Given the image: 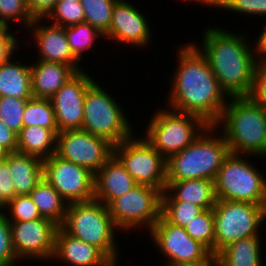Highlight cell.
I'll use <instances>...</instances> for the list:
<instances>
[{
  "label": "cell",
  "mask_w": 266,
  "mask_h": 266,
  "mask_svg": "<svg viewBox=\"0 0 266 266\" xmlns=\"http://www.w3.org/2000/svg\"><path fill=\"white\" fill-rule=\"evenodd\" d=\"M177 54L178 65L171 79L168 109L193 114L208 125H216L229 97L221 89L198 45L179 46Z\"/></svg>",
  "instance_id": "cell-1"
},
{
  "label": "cell",
  "mask_w": 266,
  "mask_h": 266,
  "mask_svg": "<svg viewBox=\"0 0 266 266\" xmlns=\"http://www.w3.org/2000/svg\"><path fill=\"white\" fill-rule=\"evenodd\" d=\"M207 28L200 52L207 58L221 89L229 98L248 97L257 65L255 49L248 37L216 26Z\"/></svg>",
  "instance_id": "cell-2"
},
{
  "label": "cell",
  "mask_w": 266,
  "mask_h": 266,
  "mask_svg": "<svg viewBox=\"0 0 266 266\" xmlns=\"http://www.w3.org/2000/svg\"><path fill=\"white\" fill-rule=\"evenodd\" d=\"M228 101L215 126L223 124L230 153L266 158V108L249 97H230Z\"/></svg>",
  "instance_id": "cell-3"
},
{
  "label": "cell",
  "mask_w": 266,
  "mask_h": 266,
  "mask_svg": "<svg viewBox=\"0 0 266 266\" xmlns=\"http://www.w3.org/2000/svg\"><path fill=\"white\" fill-rule=\"evenodd\" d=\"M209 125L199 137L180 152L166 159V181L209 179L214 181L224 159L230 154L223 134L216 135Z\"/></svg>",
  "instance_id": "cell-4"
},
{
  "label": "cell",
  "mask_w": 266,
  "mask_h": 266,
  "mask_svg": "<svg viewBox=\"0 0 266 266\" xmlns=\"http://www.w3.org/2000/svg\"><path fill=\"white\" fill-rule=\"evenodd\" d=\"M61 227L70 235L99 248L115 265L119 250L115 233L118 231L108 207L96 199L70 203Z\"/></svg>",
  "instance_id": "cell-5"
},
{
  "label": "cell",
  "mask_w": 266,
  "mask_h": 266,
  "mask_svg": "<svg viewBox=\"0 0 266 266\" xmlns=\"http://www.w3.org/2000/svg\"><path fill=\"white\" fill-rule=\"evenodd\" d=\"M97 82L95 81L85 93L81 129L117 145L130 138L135 130H132L123 108Z\"/></svg>",
  "instance_id": "cell-6"
},
{
  "label": "cell",
  "mask_w": 266,
  "mask_h": 266,
  "mask_svg": "<svg viewBox=\"0 0 266 266\" xmlns=\"http://www.w3.org/2000/svg\"><path fill=\"white\" fill-rule=\"evenodd\" d=\"M244 157V154L230 153L224 159L214 180L215 197L266 208V177Z\"/></svg>",
  "instance_id": "cell-7"
},
{
  "label": "cell",
  "mask_w": 266,
  "mask_h": 266,
  "mask_svg": "<svg viewBox=\"0 0 266 266\" xmlns=\"http://www.w3.org/2000/svg\"><path fill=\"white\" fill-rule=\"evenodd\" d=\"M156 111L146 128L145 139L168 159L193 143L209 126L202 118L174 110Z\"/></svg>",
  "instance_id": "cell-8"
},
{
  "label": "cell",
  "mask_w": 266,
  "mask_h": 266,
  "mask_svg": "<svg viewBox=\"0 0 266 266\" xmlns=\"http://www.w3.org/2000/svg\"><path fill=\"white\" fill-rule=\"evenodd\" d=\"M212 209L215 256L235 241L260 236L259 228L266 222V208L258 204L216 199Z\"/></svg>",
  "instance_id": "cell-9"
},
{
  "label": "cell",
  "mask_w": 266,
  "mask_h": 266,
  "mask_svg": "<svg viewBox=\"0 0 266 266\" xmlns=\"http://www.w3.org/2000/svg\"><path fill=\"white\" fill-rule=\"evenodd\" d=\"M161 196L159 189L137 184L113 199L107 207L116 228L130 232L143 226L150 231L161 215Z\"/></svg>",
  "instance_id": "cell-10"
},
{
  "label": "cell",
  "mask_w": 266,
  "mask_h": 266,
  "mask_svg": "<svg viewBox=\"0 0 266 266\" xmlns=\"http://www.w3.org/2000/svg\"><path fill=\"white\" fill-rule=\"evenodd\" d=\"M149 233L155 247L168 258L166 266H214V256L206 246L192 239L184 227L168 222L162 215Z\"/></svg>",
  "instance_id": "cell-11"
},
{
  "label": "cell",
  "mask_w": 266,
  "mask_h": 266,
  "mask_svg": "<svg viewBox=\"0 0 266 266\" xmlns=\"http://www.w3.org/2000/svg\"><path fill=\"white\" fill-rule=\"evenodd\" d=\"M113 155L137 184L149 185L162 193L166 188V159L145 138L134 134L114 145Z\"/></svg>",
  "instance_id": "cell-12"
},
{
  "label": "cell",
  "mask_w": 266,
  "mask_h": 266,
  "mask_svg": "<svg viewBox=\"0 0 266 266\" xmlns=\"http://www.w3.org/2000/svg\"><path fill=\"white\" fill-rule=\"evenodd\" d=\"M43 178L68 204L94 199V173L56 153L43 160Z\"/></svg>",
  "instance_id": "cell-13"
},
{
  "label": "cell",
  "mask_w": 266,
  "mask_h": 266,
  "mask_svg": "<svg viewBox=\"0 0 266 266\" xmlns=\"http://www.w3.org/2000/svg\"><path fill=\"white\" fill-rule=\"evenodd\" d=\"M114 145L82 129L64 130L57 135L56 154L96 173L113 155Z\"/></svg>",
  "instance_id": "cell-14"
},
{
  "label": "cell",
  "mask_w": 266,
  "mask_h": 266,
  "mask_svg": "<svg viewBox=\"0 0 266 266\" xmlns=\"http://www.w3.org/2000/svg\"><path fill=\"white\" fill-rule=\"evenodd\" d=\"M9 223L18 262L27 258H38V261L52 260L55 252V235L59 227L56 223L47 218Z\"/></svg>",
  "instance_id": "cell-15"
},
{
  "label": "cell",
  "mask_w": 266,
  "mask_h": 266,
  "mask_svg": "<svg viewBox=\"0 0 266 266\" xmlns=\"http://www.w3.org/2000/svg\"><path fill=\"white\" fill-rule=\"evenodd\" d=\"M94 82L84 70L78 71L50 98L59 132L82 128L85 93Z\"/></svg>",
  "instance_id": "cell-16"
},
{
  "label": "cell",
  "mask_w": 266,
  "mask_h": 266,
  "mask_svg": "<svg viewBox=\"0 0 266 266\" xmlns=\"http://www.w3.org/2000/svg\"><path fill=\"white\" fill-rule=\"evenodd\" d=\"M145 15L131 2L118 0L112 10L109 30L104 38L136 47L149 45L151 29Z\"/></svg>",
  "instance_id": "cell-17"
},
{
  "label": "cell",
  "mask_w": 266,
  "mask_h": 266,
  "mask_svg": "<svg viewBox=\"0 0 266 266\" xmlns=\"http://www.w3.org/2000/svg\"><path fill=\"white\" fill-rule=\"evenodd\" d=\"M43 18L34 19L33 23L28 27L32 28V39L36 43V49L39 52L38 60L45 62H54L68 64L77 72L83 68L78 65L80 62L73 56L69 43L66 38V27L55 24L40 25Z\"/></svg>",
  "instance_id": "cell-18"
},
{
  "label": "cell",
  "mask_w": 266,
  "mask_h": 266,
  "mask_svg": "<svg viewBox=\"0 0 266 266\" xmlns=\"http://www.w3.org/2000/svg\"><path fill=\"white\" fill-rule=\"evenodd\" d=\"M54 259L71 266H117L99 248L68 234L61 226L55 235Z\"/></svg>",
  "instance_id": "cell-19"
},
{
  "label": "cell",
  "mask_w": 266,
  "mask_h": 266,
  "mask_svg": "<svg viewBox=\"0 0 266 266\" xmlns=\"http://www.w3.org/2000/svg\"><path fill=\"white\" fill-rule=\"evenodd\" d=\"M137 183L121 162L112 155L94 174V199L108 205L129 192Z\"/></svg>",
  "instance_id": "cell-20"
},
{
  "label": "cell",
  "mask_w": 266,
  "mask_h": 266,
  "mask_svg": "<svg viewBox=\"0 0 266 266\" xmlns=\"http://www.w3.org/2000/svg\"><path fill=\"white\" fill-rule=\"evenodd\" d=\"M31 64L34 98L50 99L77 71L68 64L36 60Z\"/></svg>",
  "instance_id": "cell-21"
},
{
  "label": "cell",
  "mask_w": 266,
  "mask_h": 266,
  "mask_svg": "<svg viewBox=\"0 0 266 266\" xmlns=\"http://www.w3.org/2000/svg\"><path fill=\"white\" fill-rule=\"evenodd\" d=\"M161 201H188L204 210L213 208L216 202L214 181L209 179H187L166 181Z\"/></svg>",
  "instance_id": "cell-22"
},
{
  "label": "cell",
  "mask_w": 266,
  "mask_h": 266,
  "mask_svg": "<svg viewBox=\"0 0 266 266\" xmlns=\"http://www.w3.org/2000/svg\"><path fill=\"white\" fill-rule=\"evenodd\" d=\"M6 161L9 165L16 195H29L43 178V160L20 153H9Z\"/></svg>",
  "instance_id": "cell-23"
},
{
  "label": "cell",
  "mask_w": 266,
  "mask_h": 266,
  "mask_svg": "<svg viewBox=\"0 0 266 266\" xmlns=\"http://www.w3.org/2000/svg\"><path fill=\"white\" fill-rule=\"evenodd\" d=\"M11 58L0 63V97L31 99V64L13 62Z\"/></svg>",
  "instance_id": "cell-24"
},
{
  "label": "cell",
  "mask_w": 266,
  "mask_h": 266,
  "mask_svg": "<svg viewBox=\"0 0 266 266\" xmlns=\"http://www.w3.org/2000/svg\"><path fill=\"white\" fill-rule=\"evenodd\" d=\"M259 236L247 237L224 247L215 257V266H263Z\"/></svg>",
  "instance_id": "cell-25"
},
{
  "label": "cell",
  "mask_w": 266,
  "mask_h": 266,
  "mask_svg": "<svg viewBox=\"0 0 266 266\" xmlns=\"http://www.w3.org/2000/svg\"><path fill=\"white\" fill-rule=\"evenodd\" d=\"M57 134L40 126L22 127L17 135V151L41 160L56 153Z\"/></svg>",
  "instance_id": "cell-26"
},
{
  "label": "cell",
  "mask_w": 266,
  "mask_h": 266,
  "mask_svg": "<svg viewBox=\"0 0 266 266\" xmlns=\"http://www.w3.org/2000/svg\"><path fill=\"white\" fill-rule=\"evenodd\" d=\"M29 195L43 218L52 220L58 226L63 224L68 203L44 178Z\"/></svg>",
  "instance_id": "cell-27"
},
{
  "label": "cell",
  "mask_w": 266,
  "mask_h": 266,
  "mask_svg": "<svg viewBox=\"0 0 266 266\" xmlns=\"http://www.w3.org/2000/svg\"><path fill=\"white\" fill-rule=\"evenodd\" d=\"M28 126L50 129L58 135L56 115L50 99L34 97L28 99L23 113V127Z\"/></svg>",
  "instance_id": "cell-28"
},
{
  "label": "cell",
  "mask_w": 266,
  "mask_h": 266,
  "mask_svg": "<svg viewBox=\"0 0 266 266\" xmlns=\"http://www.w3.org/2000/svg\"><path fill=\"white\" fill-rule=\"evenodd\" d=\"M104 38L103 34L89 23L83 22L66 27V38L73 56L80 62L83 51L94 45L95 38Z\"/></svg>",
  "instance_id": "cell-29"
},
{
  "label": "cell",
  "mask_w": 266,
  "mask_h": 266,
  "mask_svg": "<svg viewBox=\"0 0 266 266\" xmlns=\"http://www.w3.org/2000/svg\"><path fill=\"white\" fill-rule=\"evenodd\" d=\"M184 229L192 239L206 246L215 257L214 216L212 208L203 210Z\"/></svg>",
  "instance_id": "cell-30"
},
{
  "label": "cell",
  "mask_w": 266,
  "mask_h": 266,
  "mask_svg": "<svg viewBox=\"0 0 266 266\" xmlns=\"http://www.w3.org/2000/svg\"><path fill=\"white\" fill-rule=\"evenodd\" d=\"M118 0H81L85 22L103 35L109 30L112 10Z\"/></svg>",
  "instance_id": "cell-31"
},
{
  "label": "cell",
  "mask_w": 266,
  "mask_h": 266,
  "mask_svg": "<svg viewBox=\"0 0 266 266\" xmlns=\"http://www.w3.org/2000/svg\"><path fill=\"white\" fill-rule=\"evenodd\" d=\"M204 209L188 201H161V215L170 223L185 227Z\"/></svg>",
  "instance_id": "cell-32"
},
{
  "label": "cell",
  "mask_w": 266,
  "mask_h": 266,
  "mask_svg": "<svg viewBox=\"0 0 266 266\" xmlns=\"http://www.w3.org/2000/svg\"><path fill=\"white\" fill-rule=\"evenodd\" d=\"M28 99L0 97V119L17 135L23 127V113Z\"/></svg>",
  "instance_id": "cell-33"
},
{
  "label": "cell",
  "mask_w": 266,
  "mask_h": 266,
  "mask_svg": "<svg viewBox=\"0 0 266 266\" xmlns=\"http://www.w3.org/2000/svg\"><path fill=\"white\" fill-rule=\"evenodd\" d=\"M3 208L5 209L3 212H6L7 209L10 211V216L6 214L9 222H24L43 218L30 195H16Z\"/></svg>",
  "instance_id": "cell-34"
},
{
  "label": "cell",
  "mask_w": 266,
  "mask_h": 266,
  "mask_svg": "<svg viewBox=\"0 0 266 266\" xmlns=\"http://www.w3.org/2000/svg\"><path fill=\"white\" fill-rule=\"evenodd\" d=\"M53 24L67 27L78 23L85 22V16L81 1L76 2H56L54 9L46 17Z\"/></svg>",
  "instance_id": "cell-35"
},
{
  "label": "cell",
  "mask_w": 266,
  "mask_h": 266,
  "mask_svg": "<svg viewBox=\"0 0 266 266\" xmlns=\"http://www.w3.org/2000/svg\"><path fill=\"white\" fill-rule=\"evenodd\" d=\"M9 21H18L28 29L34 18L29 12L27 0H0V24L9 27Z\"/></svg>",
  "instance_id": "cell-36"
},
{
  "label": "cell",
  "mask_w": 266,
  "mask_h": 266,
  "mask_svg": "<svg viewBox=\"0 0 266 266\" xmlns=\"http://www.w3.org/2000/svg\"><path fill=\"white\" fill-rule=\"evenodd\" d=\"M17 256L12 244L11 226L6 212L0 211V266H15Z\"/></svg>",
  "instance_id": "cell-37"
},
{
  "label": "cell",
  "mask_w": 266,
  "mask_h": 266,
  "mask_svg": "<svg viewBox=\"0 0 266 266\" xmlns=\"http://www.w3.org/2000/svg\"><path fill=\"white\" fill-rule=\"evenodd\" d=\"M248 97L254 103L266 108V63L256 65L253 85Z\"/></svg>",
  "instance_id": "cell-38"
},
{
  "label": "cell",
  "mask_w": 266,
  "mask_h": 266,
  "mask_svg": "<svg viewBox=\"0 0 266 266\" xmlns=\"http://www.w3.org/2000/svg\"><path fill=\"white\" fill-rule=\"evenodd\" d=\"M226 11L243 13L245 15H266V0H230L225 6Z\"/></svg>",
  "instance_id": "cell-39"
},
{
  "label": "cell",
  "mask_w": 266,
  "mask_h": 266,
  "mask_svg": "<svg viewBox=\"0 0 266 266\" xmlns=\"http://www.w3.org/2000/svg\"><path fill=\"white\" fill-rule=\"evenodd\" d=\"M15 194V187L9 165L6 160L0 162V209L4 210L3 207L7 205Z\"/></svg>",
  "instance_id": "cell-40"
},
{
  "label": "cell",
  "mask_w": 266,
  "mask_h": 266,
  "mask_svg": "<svg viewBox=\"0 0 266 266\" xmlns=\"http://www.w3.org/2000/svg\"><path fill=\"white\" fill-rule=\"evenodd\" d=\"M18 41L14 33L9 32L8 27H0V63L15 56L14 54L20 47Z\"/></svg>",
  "instance_id": "cell-41"
},
{
  "label": "cell",
  "mask_w": 266,
  "mask_h": 266,
  "mask_svg": "<svg viewBox=\"0 0 266 266\" xmlns=\"http://www.w3.org/2000/svg\"><path fill=\"white\" fill-rule=\"evenodd\" d=\"M57 0H27L29 12L36 18H45L54 9Z\"/></svg>",
  "instance_id": "cell-42"
},
{
  "label": "cell",
  "mask_w": 266,
  "mask_h": 266,
  "mask_svg": "<svg viewBox=\"0 0 266 266\" xmlns=\"http://www.w3.org/2000/svg\"><path fill=\"white\" fill-rule=\"evenodd\" d=\"M0 145L9 153L17 151V134L0 119Z\"/></svg>",
  "instance_id": "cell-43"
},
{
  "label": "cell",
  "mask_w": 266,
  "mask_h": 266,
  "mask_svg": "<svg viewBox=\"0 0 266 266\" xmlns=\"http://www.w3.org/2000/svg\"><path fill=\"white\" fill-rule=\"evenodd\" d=\"M263 31L258 37L255 45L256 62L257 64L266 63V25L263 27Z\"/></svg>",
  "instance_id": "cell-44"
},
{
  "label": "cell",
  "mask_w": 266,
  "mask_h": 266,
  "mask_svg": "<svg viewBox=\"0 0 266 266\" xmlns=\"http://www.w3.org/2000/svg\"><path fill=\"white\" fill-rule=\"evenodd\" d=\"M184 2L186 1H195L197 3H200L202 5H206V6H211V7H219L224 9L225 6L229 3L230 0H183Z\"/></svg>",
  "instance_id": "cell-45"
},
{
  "label": "cell",
  "mask_w": 266,
  "mask_h": 266,
  "mask_svg": "<svg viewBox=\"0 0 266 266\" xmlns=\"http://www.w3.org/2000/svg\"><path fill=\"white\" fill-rule=\"evenodd\" d=\"M9 152L0 145V162L6 160Z\"/></svg>",
  "instance_id": "cell-46"
},
{
  "label": "cell",
  "mask_w": 266,
  "mask_h": 266,
  "mask_svg": "<svg viewBox=\"0 0 266 266\" xmlns=\"http://www.w3.org/2000/svg\"><path fill=\"white\" fill-rule=\"evenodd\" d=\"M63 1H67V2H76V1H81V0H57V2H63Z\"/></svg>",
  "instance_id": "cell-47"
}]
</instances>
